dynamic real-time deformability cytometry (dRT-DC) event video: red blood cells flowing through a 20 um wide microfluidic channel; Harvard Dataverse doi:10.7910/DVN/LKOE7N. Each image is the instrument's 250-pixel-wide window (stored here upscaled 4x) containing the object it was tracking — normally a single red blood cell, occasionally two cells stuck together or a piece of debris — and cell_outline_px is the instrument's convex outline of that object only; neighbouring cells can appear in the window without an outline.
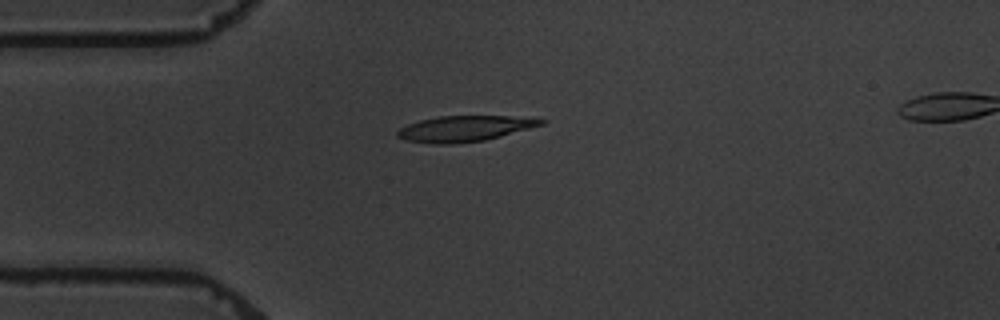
{"species": "common noctule bat (a hibernating species)", "species_latin": "Nyctalus noctula", "temperature_condition": "warm", "stored_images_in_passage": 9, "camera_frame_rate_fps": 3000, "um_per_image_px": 0.085, "animal": {"sex": "male", "body_mass_g": 19.5, "forearm_length_mm": 54.6}, "frame": {"image": 1, "passage_image": 3, "time_ms": 2.667, "image_size_px": [1000, 320], "cell_outline_px": [[548, 120], [544, 124], [500, 136], [484, 140], [452, 144], [436, 144], [408, 140], [396, 136], [396, 132], [400, 128], [408, 124], [420, 120], [436, 116], [508, 116]], "centroid_in_image_um": [39.46, 10.92], "position_along_channel_um": 45.5, "area_um2": 21.27}}
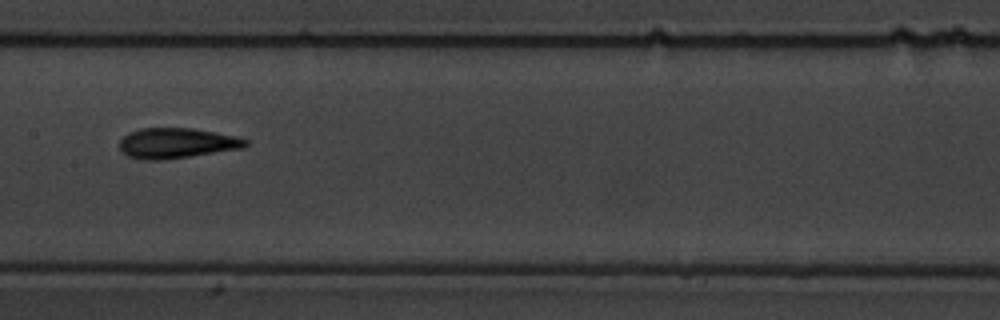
{"frame": {"image": 2, "passage_image": 7, "time_ms": 7.333, "image_size_px": [1000, 320], "cell_outline_px": [[248, 144], [244, 148], [160, 160], [144, 160], [128, 156], [120, 152], [120, 140], [128, 132], [140, 128], [192, 128], [236, 136], [248, 140]], "centroid_in_image_um": [14.99, 12.16], "position_along_channel_um": 192.4, "area_um2": 22.2}}
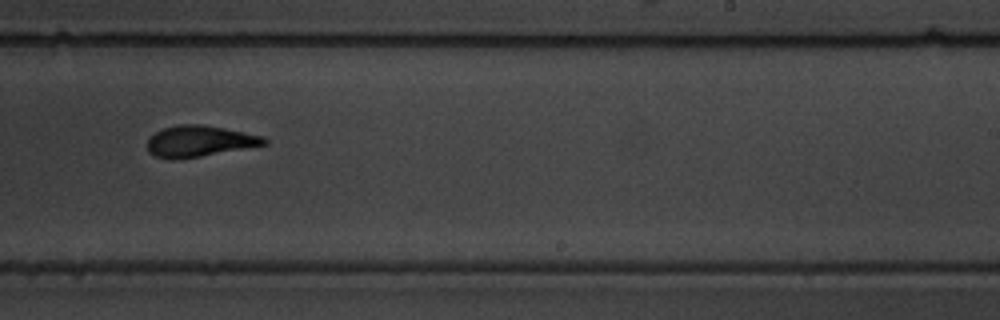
{"frame": {"image": 3, "passage_image": 9, "time_ms": 9.667, "image_size_px": [1000, 320], "cell_outline_px": [[268, 144], [200, 156], [172, 160], [156, 156], [148, 152], [148, 140], [156, 132], [164, 128], [180, 124], [200, 124], [224, 128], [264, 136], [268, 140]], "centroid_in_image_um": [16.97, 12.0], "position_along_channel_um": 272.0, "area_um2": 20.98}}